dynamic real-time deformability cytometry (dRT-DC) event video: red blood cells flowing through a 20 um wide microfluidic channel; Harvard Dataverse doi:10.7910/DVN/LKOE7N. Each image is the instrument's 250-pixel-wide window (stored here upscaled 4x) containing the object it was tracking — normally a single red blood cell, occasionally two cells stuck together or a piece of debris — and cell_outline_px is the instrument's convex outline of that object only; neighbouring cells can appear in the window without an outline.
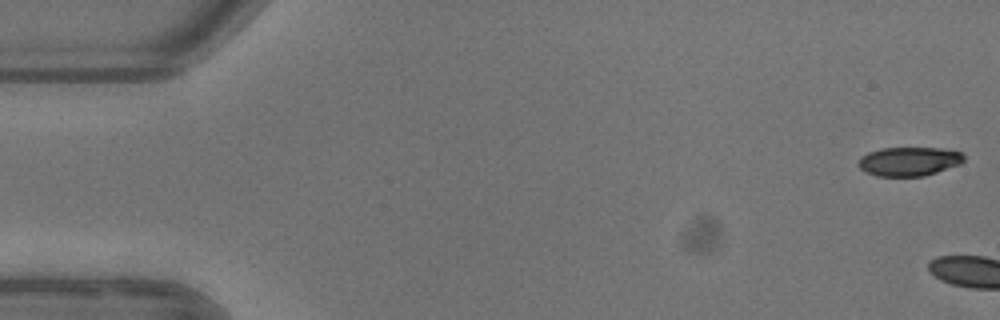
{"species": "common noctule bat (a hibernating species)", "species_latin": "Nyctalus noctula", "temperature_condition": "warm", "stored_images_in_passage": 4, "camera_frame_rate_fps": 3000, "um_per_image_px": 0.085, "animal": {"sex": "female"}, "frame": {"image": 1, "passage_image": 1, "time_ms": 0.0, "image_size_px": [1000, 320], "cell_outline_px": [[964, 160], [960, 164], [924, 176], [876, 176], [864, 172], [856, 164], [860, 156], [868, 152], [880, 148], [940, 148], [964, 152]], "centroid_in_image_um": [77.23, 13.71], "position_along_channel_um": 7.8, "area_um2": 18.03}}